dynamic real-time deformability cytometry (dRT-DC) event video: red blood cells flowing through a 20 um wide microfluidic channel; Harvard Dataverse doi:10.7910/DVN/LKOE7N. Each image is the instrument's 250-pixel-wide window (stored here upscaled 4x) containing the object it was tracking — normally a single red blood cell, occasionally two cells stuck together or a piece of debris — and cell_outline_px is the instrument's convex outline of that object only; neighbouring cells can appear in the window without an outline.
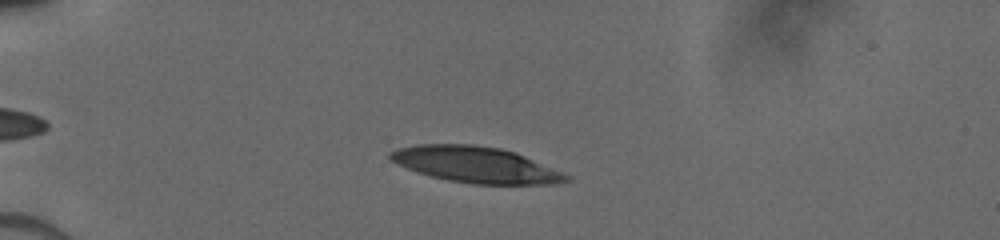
{"species": "human", "species_latin": "Homo sapiens", "temperature_condition": "cold", "stored_images_in_passage": 15, "camera_frame_rate_fps": 3000, "um_per_image_px": 0.085, "donor": {"sex": "male"}, "frame": {"image": 1, "passage_image": 3, "time_ms": 1.667, "image_size_px": [1000, 240], "cell_outline_px": [[568, 180], [556, 184], [472, 184], [448, 180], [416, 172], [388, 160], [388, 152], [400, 148], [420, 144], [472, 144], [500, 148], [512, 152], [560, 172], [568, 176]], "centroid_in_image_um": [40.33, 14.0], "position_along_channel_um": 44.7, "area_um2": 36.3}}
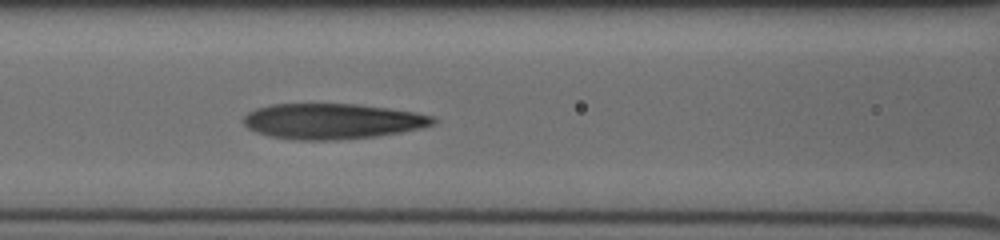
{"frame": {"image": 2, "passage_image": 9, "time_ms": 5.0, "image_size_px": [1000, 240], "cell_outline_px": [[436, 124], [420, 128], [400, 132], [376, 136], [336, 140], [296, 140], [268, 136], [256, 132], [248, 128], [244, 124], [244, 116], [248, 112], [256, 108], [272, 104], [356, 104], [388, 108], [416, 112], [432, 116], [436, 120]], "centroid_in_image_um": [28.23, 10.3], "position_along_channel_um": 138.4, "area_um2": 39.25}}
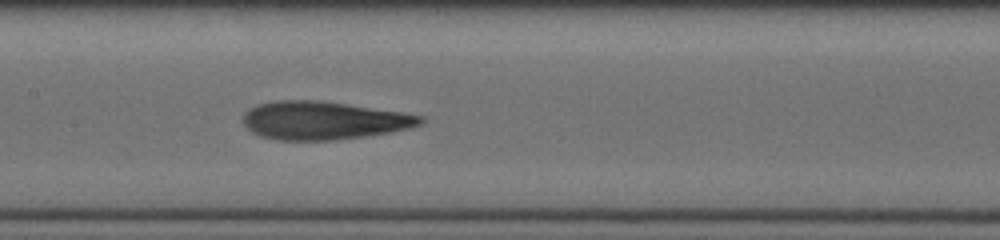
{"frame": {"image": 3, "passage_image": 12, "time_ms": 6.0, "image_size_px": [1000, 240], "cell_outline_px": [[424, 124], [392, 132], [336, 140], [276, 140], [260, 136], [252, 132], [244, 124], [244, 112], [248, 108], [256, 104], [276, 100], [316, 100], [404, 112], [424, 116]], "centroid_in_image_um": [27.5, 10.24], "position_along_channel_um": 179.9, "area_um2": 39.59}}